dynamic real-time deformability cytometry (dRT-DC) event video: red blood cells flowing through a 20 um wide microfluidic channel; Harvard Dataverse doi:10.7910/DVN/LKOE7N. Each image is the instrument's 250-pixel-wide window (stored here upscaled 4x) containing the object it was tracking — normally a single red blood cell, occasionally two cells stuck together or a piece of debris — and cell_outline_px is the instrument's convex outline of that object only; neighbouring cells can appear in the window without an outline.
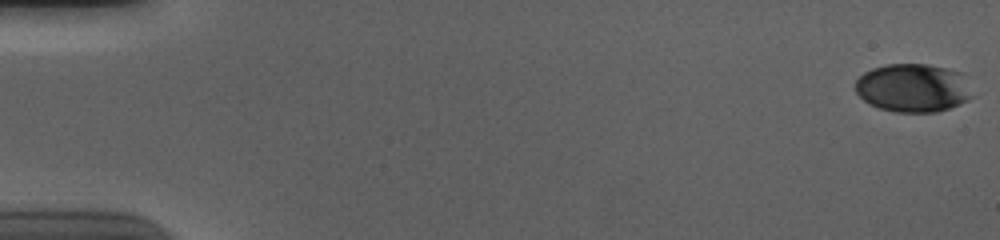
{"species": "human", "species_latin": "Homo sapiens", "temperature_condition": "cold", "stored_images_in_passage": 57, "camera_frame_rate_fps": 3000, "um_per_image_px": 0.085, "donor": {"sex": "male"}, "frame": {"image": 1, "passage_image": 1, "time_ms": 0.0, "image_size_px": [1000, 240], "cell_outline_px": [[972, 96], [968, 100], [960, 104], [936, 112], [896, 112], [880, 108], [868, 104], [856, 92], [856, 80], [864, 72], [872, 68], [888, 64], [928, 64], [948, 68], [960, 72]], "centroid_in_image_um": [77.57, 7.47], "position_along_channel_um": 7.4, "area_um2": 32.77}}
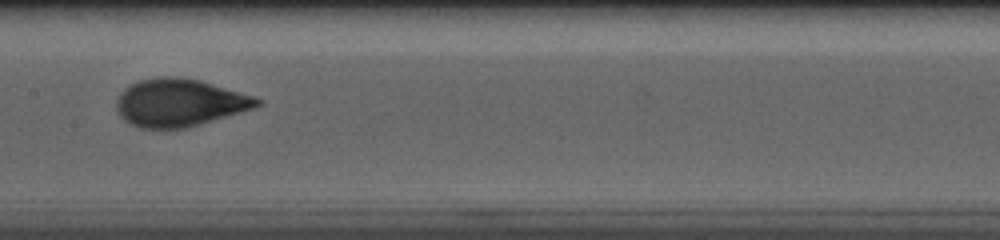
{"frame": {"image": 2, "passage_image": 30, "time_ms": 9.667, "image_size_px": [1000, 240], "cell_outline_px": [[264, 100], [260, 104], [252, 108], [240, 112], [200, 124], [184, 128], [140, 128], [124, 120], [120, 116], [116, 108], [116, 100], [120, 92], [124, 88], [140, 80], [160, 76], [176, 76], [200, 80], [256, 96]], "centroid_in_image_um": [15.25, 8.71], "position_along_channel_um": 192.1, "area_um2": 39.02}}
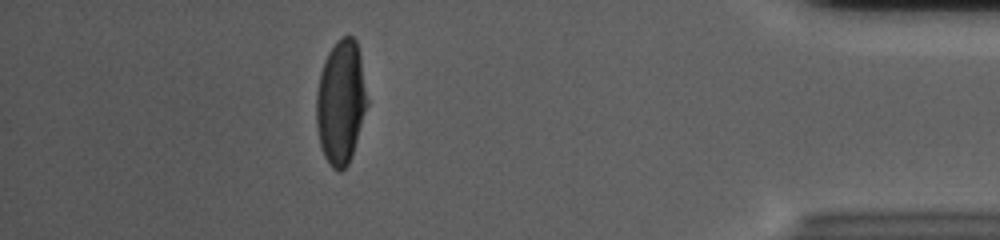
{"frame": {"image": 3, "passage_image": 51, "time_ms": 16.667, "image_size_px": [1000, 240], "cell_outline_px": [[368, 104], [348, 164], [340, 172], [332, 168], [324, 156], [320, 144], [316, 124], [316, 92], [320, 72], [324, 60], [328, 52], [336, 40], [344, 36], [352, 36], [356, 40], [360, 56], [368, 100]], "centroid_in_image_um": [28.95, 8.66], "position_along_channel_um": 406.2, "area_um2": 36.65}, "authors_computed_cell_mechanics": {"area_um2": 37.57, "velocity_mm_per_s": 3.7014, "shape_relaxation_time_tau1_ms": 3.966, "shape_relaxation_time_tau2_ms": null, "deformation_change_tau1": 0.1885, "deformation_change_tau2": null}}